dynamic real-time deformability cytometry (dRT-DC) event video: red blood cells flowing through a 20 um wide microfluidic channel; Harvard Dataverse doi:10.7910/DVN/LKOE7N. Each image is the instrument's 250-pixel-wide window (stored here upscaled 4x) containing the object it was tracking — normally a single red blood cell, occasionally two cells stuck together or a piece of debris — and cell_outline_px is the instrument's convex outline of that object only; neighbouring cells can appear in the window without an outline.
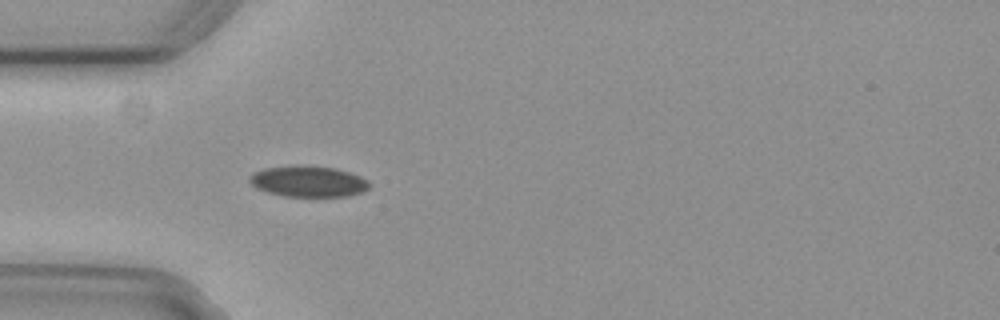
{"species": "common noctule bat (a hibernating species)", "species_latin": "Nyctalus noctula", "temperature_condition": "cold", "stored_images_in_passage": 42, "camera_frame_rate_fps": 3000, "um_per_image_px": 0.085, "animal": {"sex": "female", "body_mass_g": 29.2, "forearm_length_mm": 56.3}, "frame": {"image": 1, "passage_image": 3, "time_ms": 0.667, "image_size_px": [1000, 320], "cell_outline_px": [[368, 188], [360, 192], [348, 196], [284, 196], [268, 192], [256, 188], [248, 180], [248, 176], [252, 172], [264, 168], [332, 168], [348, 172], [360, 176], [368, 180]], "centroid_in_image_um": [26.17, 15.46], "position_along_channel_um": 58.8, "area_um2": 20.63}}
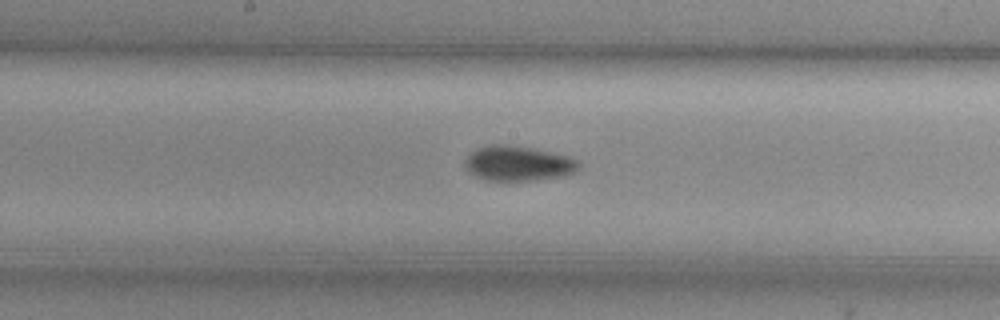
{"frame": {"image": 2, "passage_image": 15, "time_ms": 4.667, "image_size_px": [1000, 320], "cell_outline_px": [[580, 168], [564, 176], [536, 180], [484, 180], [468, 172], [464, 168], [464, 160], [476, 148], [488, 144], [508, 144], [532, 148], [568, 156], [576, 160], [580, 164]], "centroid_in_image_um": [43.99, 13.88], "position_along_channel_um": 204.2, "area_um2": 23.29}}
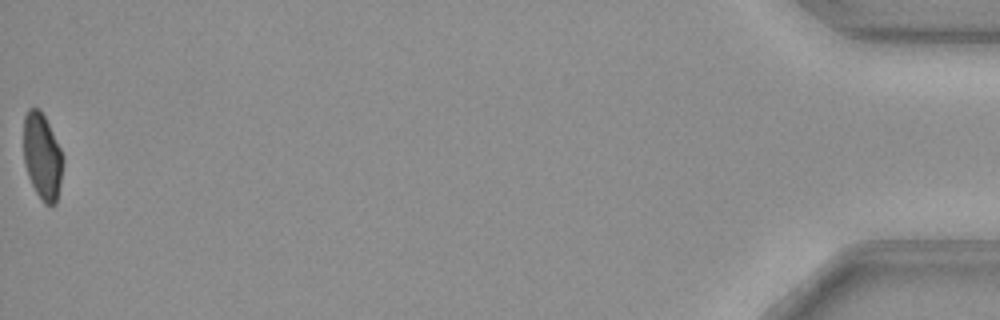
{"frame": {"image": 3, "passage_image": 42, "time_ms": 13.667, "image_size_px": [1000, 320], "cell_outline_px": [[64, 160], [60, 184], [56, 204], [44, 204], [36, 192], [28, 176], [24, 164], [24, 116], [28, 108], [40, 108], [64, 156]], "centroid_in_image_um": [3.59, 13.3], "position_along_channel_um": 431.6, "area_um2": 19.77}, "authors_computed_cell_mechanics": {"area_um2": 21.9351, "velocity_mm_per_s": 3.7164, "shape_relaxation_time_tau1_ms": 7.8615, "shape_relaxation_time_tau2_ms": null, "deformation_change_tau1": 0.1204, "deformation_change_tau2": null}}